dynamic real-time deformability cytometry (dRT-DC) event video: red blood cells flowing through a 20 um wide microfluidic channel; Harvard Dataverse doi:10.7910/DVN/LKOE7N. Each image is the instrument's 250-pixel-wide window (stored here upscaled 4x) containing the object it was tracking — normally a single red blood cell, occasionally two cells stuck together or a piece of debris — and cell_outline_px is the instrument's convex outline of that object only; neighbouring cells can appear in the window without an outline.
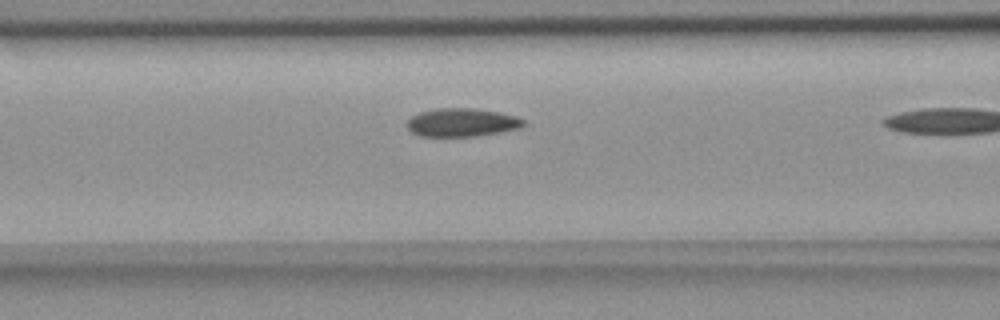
{"species": "common noctule bat (a hibernating species)", "species_latin": "Nyctalus noctula", "temperature_condition": "room temperature", "stored_images_in_passage": 22, "camera_frame_rate_fps": 3000, "um_per_image_px": 0.085, "animal": {"sex": "female", "body_mass_g": 18.4}, "frame": {"image": 1, "passage_image": 18, "time_ms": 5.667, "image_size_px": [1000, 320], "cell_outline_px": [[524, 124], [520, 128], [500, 132], [476, 136], [420, 136], [412, 132], [408, 128], [408, 120], [412, 116], [420, 112], [436, 108], [472, 108], [496, 112], [516, 116], [524, 120]], "centroid_in_image_um": [39.25, 10.41], "position_along_channel_um": 127.3, "area_um2": 19.02}}
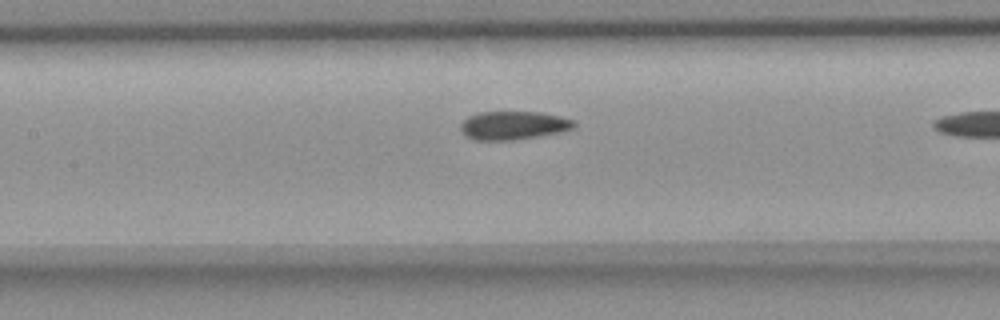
{"frame": {"image": 2, "passage_image": 21, "time_ms": 6.667, "image_size_px": [1000, 320], "cell_outline_px": [[576, 124], [572, 128], [556, 132], [536, 136], [512, 140], [476, 140], [464, 136], [460, 132], [460, 124], [468, 116], [476, 112], [540, 112], [560, 116], [572, 120]], "centroid_in_image_um": [43.54, 10.65], "position_along_channel_um": 163.9, "area_um2": 18.67}}